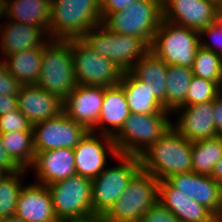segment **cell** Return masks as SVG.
Returning <instances> with one entry per match:
<instances>
[{"label": "cell", "mask_w": 222, "mask_h": 222, "mask_svg": "<svg viewBox=\"0 0 222 222\" xmlns=\"http://www.w3.org/2000/svg\"><path fill=\"white\" fill-rule=\"evenodd\" d=\"M4 25L0 31V48L4 58L23 50L39 48L49 42L48 33L41 27L16 21Z\"/></svg>", "instance_id": "7402d4cb"}, {"label": "cell", "mask_w": 222, "mask_h": 222, "mask_svg": "<svg viewBox=\"0 0 222 222\" xmlns=\"http://www.w3.org/2000/svg\"><path fill=\"white\" fill-rule=\"evenodd\" d=\"M139 158L143 171L158 180H167L172 175L192 171V142L171 126Z\"/></svg>", "instance_id": "6da1fadb"}, {"label": "cell", "mask_w": 222, "mask_h": 222, "mask_svg": "<svg viewBox=\"0 0 222 222\" xmlns=\"http://www.w3.org/2000/svg\"><path fill=\"white\" fill-rule=\"evenodd\" d=\"M170 114L131 113L113 137L118 153L139 157L169 130L172 124L168 119Z\"/></svg>", "instance_id": "5b68a950"}, {"label": "cell", "mask_w": 222, "mask_h": 222, "mask_svg": "<svg viewBox=\"0 0 222 222\" xmlns=\"http://www.w3.org/2000/svg\"><path fill=\"white\" fill-rule=\"evenodd\" d=\"M55 214L60 222L93 216L92 180L80 175L47 185Z\"/></svg>", "instance_id": "8fae6325"}, {"label": "cell", "mask_w": 222, "mask_h": 222, "mask_svg": "<svg viewBox=\"0 0 222 222\" xmlns=\"http://www.w3.org/2000/svg\"><path fill=\"white\" fill-rule=\"evenodd\" d=\"M126 95L130 112L135 114L171 113L156 99L147 85L130 71H125L119 83Z\"/></svg>", "instance_id": "484cf974"}, {"label": "cell", "mask_w": 222, "mask_h": 222, "mask_svg": "<svg viewBox=\"0 0 222 222\" xmlns=\"http://www.w3.org/2000/svg\"><path fill=\"white\" fill-rule=\"evenodd\" d=\"M18 109L32 125L58 116L63 100L36 85L22 86L17 95Z\"/></svg>", "instance_id": "ffe728a7"}, {"label": "cell", "mask_w": 222, "mask_h": 222, "mask_svg": "<svg viewBox=\"0 0 222 222\" xmlns=\"http://www.w3.org/2000/svg\"><path fill=\"white\" fill-rule=\"evenodd\" d=\"M5 174H7V172H6L3 168L0 167V179H1Z\"/></svg>", "instance_id": "c3c4849f"}, {"label": "cell", "mask_w": 222, "mask_h": 222, "mask_svg": "<svg viewBox=\"0 0 222 222\" xmlns=\"http://www.w3.org/2000/svg\"><path fill=\"white\" fill-rule=\"evenodd\" d=\"M162 19V0H136L124 10L102 12V25L107 30L139 37L149 46Z\"/></svg>", "instance_id": "3957f363"}, {"label": "cell", "mask_w": 222, "mask_h": 222, "mask_svg": "<svg viewBox=\"0 0 222 222\" xmlns=\"http://www.w3.org/2000/svg\"><path fill=\"white\" fill-rule=\"evenodd\" d=\"M33 125L19 109L0 116V133L14 131H33Z\"/></svg>", "instance_id": "836d02e7"}, {"label": "cell", "mask_w": 222, "mask_h": 222, "mask_svg": "<svg viewBox=\"0 0 222 222\" xmlns=\"http://www.w3.org/2000/svg\"><path fill=\"white\" fill-rule=\"evenodd\" d=\"M67 41L70 43L78 84L105 88L120 83L124 71L115 63L92 50L82 38Z\"/></svg>", "instance_id": "30bf717a"}, {"label": "cell", "mask_w": 222, "mask_h": 222, "mask_svg": "<svg viewBox=\"0 0 222 222\" xmlns=\"http://www.w3.org/2000/svg\"><path fill=\"white\" fill-rule=\"evenodd\" d=\"M2 15V16H1ZM3 15H6L5 11V0H0V18L4 17Z\"/></svg>", "instance_id": "bcb514c9"}, {"label": "cell", "mask_w": 222, "mask_h": 222, "mask_svg": "<svg viewBox=\"0 0 222 222\" xmlns=\"http://www.w3.org/2000/svg\"><path fill=\"white\" fill-rule=\"evenodd\" d=\"M199 47L198 31L162 19L150 50L167 65L191 68Z\"/></svg>", "instance_id": "52a82bcc"}, {"label": "cell", "mask_w": 222, "mask_h": 222, "mask_svg": "<svg viewBox=\"0 0 222 222\" xmlns=\"http://www.w3.org/2000/svg\"><path fill=\"white\" fill-rule=\"evenodd\" d=\"M43 46L7 55L1 60L9 73L22 85H36L41 74Z\"/></svg>", "instance_id": "4316f807"}, {"label": "cell", "mask_w": 222, "mask_h": 222, "mask_svg": "<svg viewBox=\"0 0 222 222\" xmlns=\"http://www.w3.org/2000/svg\"><path fill=\"white\" fill-rule=\"evenodd\" d=\"M0 167L3 168L7 173H13L21 170V168L12 160L7 150L2 144L0 136Z\"/></svg>", "instance_id": "74e56055"}, {"label": "cell", "mask_w": 222, "mask_h": 222, "mask_svg": "<svg viewBox=\"0 0 222 222\" xmlns=\"http://www.w3.org/2000/svg\"><path fill=\"white\" fill-rule=\"evenodd\" d=\"M211 177L218 183L222 184V158L216 163Z\"/></svg>", "instance_id": "b9f144b4"}, {"label": "cell", "mask_w": 222, "mask_h": 222, "mask_svg": "<svg viewBox=\"0 0 222 222\" xmlns=\"http://www.w3.org/2000/svg\"><path fill=\"white\" fill-rule=\"evenodd\" d=\"M213 0H162L163 19L200 32L217 21Z\"/></svg>", "instance_id": "5bb4252c"}, {"label": "cell", "mask_w": 222, "mask_h": 222, "mask_svg": "<svg viewBox=\"0 0 222 222\" xmlns=\"http://www.w3.org/2000/svg\"><path fill=\"white\" fill-rule=\"evenodd\" d=\"M193 73L191 68L168 65L166 85V110L172 112L180 106H186V94Z\"/></svg>", "instance_id": "f546056e"}, {"label": "cell", "mask_w": 222, "mask_h": 222, "mask_svg": "<svg viewBox=\"0 0 222 222\" xmlns=\"http://www.w3.org/2000/svg\"><path fill=\"white\" fill-rule=\"evenodd\" d=\"M41 74L37 87L64 100L78 84L75 78L70 43L49 39L43 45Z\"/></svg>", "instance_id": "277c9868"}, {"label": "cell", "mask_w": 222, "mask_h": 222, "mask_svg": "<svg viewBox=\"0 0 222 222\" xmlns=\"http://www.w3.org/2000/svg\"><path fill=\"white\" fill-rule=\"evenodd\" d=\"M217 83L193 75L186 94V105L211 102L216 98Z\"/></svg>", "instance_id": "d6a6232c"}, {"label": "cell", "mask_w": 222, "mask_h": 222, "mask_svg": "<svg viewBox=\"0 0 222 222\" xmlns=\"http://www.w3.org/2000/svg\"><path fill=\"white\" fill-rule=\"evenodd\" d=\"M2 144L12 160L21 168L28 170L35 158L33 131H14L0 133Z\"/></svg>", "instance_id": "83f0119b"}, {"label": "cell", "mask_w": 222, "mask_h": 222, "mask_svg": "<svg viewBox=\"0 0 222 222\" xmlns=\"http://www.w3.org/2000/svg\"><path fill=\"white\" fill-rule=\"evenodd\" d=\"M32 129L35 151L74 149L88 132L63 111L54 118L36 123Z\"/></svg>", "instance_id": "7c38bea8"}, {"label": "cell", "mask_w": 222, "mask_h": 222, "mask_svg": "<svg viewBox=\"0 0 222 222\" xmlns=\"http://www.w3.org/2000/svg\"><path fill=\"white\" fill-rule=\"evenodd\" d=\"M135 1L136 0H102L101 12H118L124 10Z\"/></svg>", "instance_id": "f35d334b"}, {"label": "cell", "mask_w": 222, "mask_h": 222, "mask_svg": "<svg viewBox=\"0 0 222 222\" xmlns=\"http://www.w3.org/2000/svg\"><path fill=\"white\" fill-rule=\"evenodd\" d=\"M130 114L123 87L120 84L105 87L98 119V127L100 128L96 130L97 135L100 132L101 134L114 137Z\"/></svg>", "instance_id": "603a6c76"}, {"label": "cell", "mask_w": 222, "mask_h": 222, "mask_svg": "<svg viewBox=\"0 0 222 222\" xmlns=\"http://www.w3.org/2000/svg\"><path fill=\"white\" fill-rule=\"evenodd\" d=\"M191 70L193 75L218 84L222 79V56L200 46Z\"/></svg>", "instance_id": "1f68e13d"}, {"label": "cell", "mask_w": 222, "mask_h": 222, "mask_svg": "<svg viewBox=\"0 0 222 222\" xmlns=\"http://www.w3.org/2000/svg\"><path fill=\"white\" fill-rule=\"evenodd\" d=\"M104 87L77 84L63 100V112L88 131L96 132Z\"/></svg>", "instance_id": "9a60e30c"}, {"label": "cell", "mask_w": 222, "mask_h": 222, "mask_svg": "<svg viewBox=\"0 0 222 222\" xmlns=\"http://www.w3.org/2000/svg\"><path fill=\"white\" fill-rule=\"evenodd\" d=\"M159 180L140 169L124 193L104 215L108 222H141L143 215L158 200Z\"/></svg>", "instance_id": "9c48e42d"}, {"label": "cell", "mask_w": 222, "mask_h": 222, "mask_svg": "<svg viewBox=\"0 0 222 222\" xmlns=\"http://www.w3.org/2000/svg\"><path fill=\"white\" fill-rule=\"evenodd\" d=\"M98 54L108 58L121 70L130 71L149 50L141 38L107 30L102 24L81 37Z\"/></svg>", "instance_id": "8992f818"}, {"label": "cell", "mask_w": 222, "mask_h": 222, "mask_svg": "<svg viewBox=\"0 0 222 222\" xmlns=\"http://www.w3.org/2000/svg\"><path fill=\"white\" fill-rule=\"evenodd\" d=\"M116 159L119 161L118 166L105 168L92 180L91 201L94 215H105L141 169L138 156L119 154Z\"/></svg>", "instance_id": "ba28073f"}, {"label": "cell", "mask_w": 222, "mask_h": 222, "mask_svg": "<svg viewBox=\"0 0 222 222\" xmlns=\"http://www.w3.org/2000/svg\"><path fill=\"white\" fill-rule=\"evenodd\" d=\"M141 222H180V220L157 200L143 215Z\"/></svg>", "instance_id": "d590c367"}, {"label": "cell", "mask_w": 222, "mask_h": 222, "mask_svg": "<svg viewBox=\"0 0 222 222\" xmlns=\"http://www.w3.org/2000/svg\"><path fill=\"white\" fill-rule=\"evenodd\" d=\"M216 222H222V214L216 217Z\"/></svg>", "instance_id": "681fc988"}, {"label": "cell", "mask_w": 222, "mask_h": 222, "mask_svg": "<svg viewBox=\"0 0 222 222\" xmlns=\"http://www.w3.org/2000/svg\"><path fill=\"white\" fill-rule=\"evenodd\" d=\"M158 201L180 222H216V216L209 209L180 192L167 180H159Z\"/></svg>", "instance_id": "44dd1931"}, {"label": "cell", "mask_w": 222, "mask_h": 222, "mask_svg": "<svg viewBox=\"0 0 222 222\" xmlns=\"http://www.w3.org/2000/svg\"><path fill=\"white\" fill-rule=\"evenodd\" d=\"M22 85L9 73L0 60V95L17 96Z\"/></svg>", "instance_id": "8d00e7d4"}, {"label": "cell", "mask_w": 222, "mask_h": 222, "mask_svg": "<svg viewBox=\"0 0 222 222\" xmlns=\"http://www.w3.org/2000/svg\"><path fill=\"white\" fill-rule=\"evenodd\" d=\"M96 134L94 131H88L73 149L76 174L91 180L106 168L107 150L108 154L115 158L119 155L113 137L101 133L95 136Z\"/></svg>", "instance_id": "4fadbf2b"}, {"label": "cell", "mask_w": 222, "mask_h": 222, "mask_svg": "<svg viewBox=\"0 0 222 222\" xmlns=\"http://www.w3.org/2000/svg\"><path fill=\"white\" fill-rule=\"evenodd\" d=\"M168 65L149 50L130 72L144 82L151 93L166 109V83Z\"/></svg>", "instance_id": "cb8c5ba5"}, {"label": "cell", "mask_w": 222, "mask_h": 222, "mask_svg": "<svg viewBox=\"0 0 222 222\" xmlns=\"http://www.w3.org/2000/svg\"><path fill=\"white\" fill-rule=\"evenodd\" d=\"M214 5L219 13H222V0H213Z\"/></svg>", "instance_id": "7dc6e473"}, {"label": "cell", "mask_w": 222, "mask_h": 222, "mask_svg": "<svg viewBox=\"0 0 222 222\" xmlns=\"http://www.w3.org/2000/svg\"><path fill=\"white\" fill-rule=\"evenodd\" d=\"M205 35H207V37L208 36L210 37V40H212L211 41L212 44L209 43L210 41L208 42L201 41L202 40L201 37H204ZM199 36H200V46L222 56V13H219L217 21L215 23H212L211 25H208L206 28H203L199 32Z\"/></svg>", "instance_id": "e575fe53"}, {"label": "cell", "mask_w": 222, "mask_h": 222, "mask_svg": "<svg viewBox=\"0 0 222 222\" xmlns=\"http://www.w3.org/2000/svg\"><path fill=\"white\" fill-rule=\"evenodd\" d=\"M15 215L26 222H60L47 186L37 182L21 188Z\"/></svg>", "instance_id": "d6986e66"}, {"label": "cell", "mask_w": 222, "mask_h": 222, "mask_svg": "<svg viewBox=\"0 0 222 222\" xmlns=\"http://www.w3.org/2000/svg\"><path fill=\"white\" fill-rule=\"evenodd\" d=\"M167 181L180 192L209 209L216 217L222 214V184L210 175L191 171L172 175Z\"/></svg>", "instance_id": "2e32d148"}, {"label": "cell", "mask_w": 222, "mask_h": 222, "mask_svg": "<svg viewBox=\"0 0 222 222\" xmlns=\"http://www.w3.org/2000/svg\"><path fill=\"white\" fill-rule=\"evenodd\" d=\"M212 114L215 122V127L217 130V136L222 137V102L216 99L213 100Z\"/></svg>", "instance_id": "60d3db41"}, {"label": "cell", "mask_w": 222, "mask_h": 222, "mask_svg": "<svg viewBox=\"0 0 222 222\" xmlns=\"http://www.w3.org/2000/svg\"><path fill=\"white\" fill-rule=\"evenodd\" d=\"M27 170L21 169L13 173H7L0 179V219L15 215L16 205L22 188L20 175Z\"/></svg>", "instance_id": "4dcf8cb0"}, {"label": "cell", "mask_w": 222, "mask_h": 222, "mask_svg": "<svg viewBox=\"0 0 222 222\" xmlns=\"http://www.w3.org/2000/svg\"><path fill=\"white\" fill-rule=\"evenodd\" d=\"M221 158V136L192 142V172L211 176Z\"/></svg>", "instance_id": "f1b7e54d"}, {"label": "cell", "mask_w": 222, "mask_h": 222, "mask_svg": "<svg viewBox=\"0 0 222 222\" xmlns=\"http://www.w3.org/2000/svg\"><path fill=\"white\" fill-rule=\"evenodd\" d=\"M180 112L178 123L171 126L190 142L214 138L217 130L213 118V101L177 107L172 111Z\"/></svg>", "instance_id": "e0dca14e"}, {"label": "cell", "mask_w": 222, "mask_h": 222, "mask_svg": "<svg viewBox=\"0 0 222 222\" xmlns=\"http://www.w3.org/2000/svg\"><path fill=\"white\" fill-rule=\"evenodd\" d=\"M35 152L31 168L36 170L37 183L47 186L76 174L75 153L72 148Z\"/></svg>", "instance_id": "ac0fdd59"}, {"label": "cell", "mask_w": 222, "mask_h": 222, "mask_svg": "<svg viewBox=\"0 0 222 222\" xmlns=\"http://www.w3.org/2000/svg\"><path fill=\"white\" fill-rule=\"evenodd\" d=\"M0 222H26L20 217H17L16 215H12L8 218L0 219Z\"/></svg>", "instance_id": "ee69618b"}, {"label": "cell", "mask_w": 222, "mask_h": 222, "mask_svg": "<svg viewBox=\"0 0 222 222\" xmlns=\"http://www.w3.org/2000/svg\"><path fill=\"white\" fill-rule=\"evenodd\" d=\"M70 222H108L104 215H93L86 218L76 219Z\"/></svg>", "instance_id": "7bdbcfd3"}, {"label": "cell", "mask_w": 222, "mask_h": 222, "mask_svg": "<svg viewBox=\"0 0 222 222\" xmlns=\"http://www.w3.org/2000/svg\"><path fill=\"white\" fill-rule=\"evenodd\" d=\"M222 81H220L218 84H217V87H216V100L222 102Z\"/></svg>", "instance_id": "f6af8a7d"}, {"label": "cell", "mask_w": 222, "mask_h": 222, "mask_svg": "<svg viewBox=\"0 0 222 222\" xmlns=\"http://www.w3.org/2000/svg\"><path fill=\"white\" fill-rule=\"evenodd\" d=\"M18 108L17 96L0 95V116Z\"/></svg>", "instance_id": "ab89813d"}, {"label": "cell", "mask_w": 222, "mask_h": 222, "mask_svg": "<svg viewBox=\"0 0 222 222\" xmlns=\"http://www.w3.org/2000/svg\"><path fill=\"white\" fill-rule=\"evenodd\" d=\"M102 24L99 0H51L49 39L81 38Z\"/></svg>", "instance_id": "7a4b0ae2"}, {"label": "cell", "mask_w": 222, "mask_h": 222, "mask_svg": "<svg viewBox=\"0 0 222 222\" xmlns=\"http://www.w3.org/2000/svg\"><path fill=\"white\" fill-rule=\"evenodd\" d=\"M6 18L43 28L49 35L51 0H5Z\"/></svg>", "instance_id": "d4e9b609"}]
</instances>
